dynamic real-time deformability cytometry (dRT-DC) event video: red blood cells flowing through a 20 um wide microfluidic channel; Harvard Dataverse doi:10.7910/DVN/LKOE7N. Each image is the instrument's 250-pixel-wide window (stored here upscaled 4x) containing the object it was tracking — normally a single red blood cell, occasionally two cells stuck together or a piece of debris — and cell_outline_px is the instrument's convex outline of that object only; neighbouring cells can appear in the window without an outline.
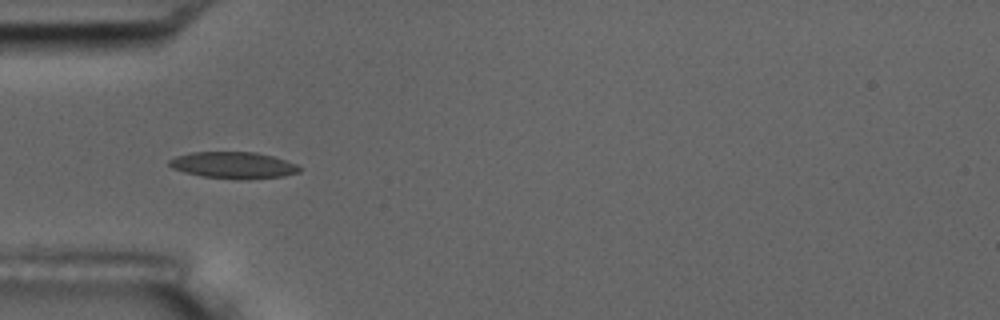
{"species": "common noctule bat (a hibernating species)", "species_latin": "Nyctalus noctula", "temperature_condition": "room temperature", "stored_images_in_passage": 5, "camera_frame_rate_fps": 3000, "um_per_image_px": 0.085, "animal": {"sex": "male", "body_mass_g": 17.5, "forearm_length_mm": 52.3}, "frame": {"image": 1, "passage_image": 5, "time_ms": 4.667, "image_size_px": [1000, 320], "cell_outline_px": [[300, 172], [284, 176], [248, 180], [236, 180], [200, 176], [184, 172], [172, 168], [168, 164], [168, 160], [176, 156], [192, 152], [256, 152], [272, 156], [296, 164], [300, 168]], "centroid_in_image_um": [19.82, 14.06], "position_along_channel_um": 65.2, "area_um2": 20.4}}